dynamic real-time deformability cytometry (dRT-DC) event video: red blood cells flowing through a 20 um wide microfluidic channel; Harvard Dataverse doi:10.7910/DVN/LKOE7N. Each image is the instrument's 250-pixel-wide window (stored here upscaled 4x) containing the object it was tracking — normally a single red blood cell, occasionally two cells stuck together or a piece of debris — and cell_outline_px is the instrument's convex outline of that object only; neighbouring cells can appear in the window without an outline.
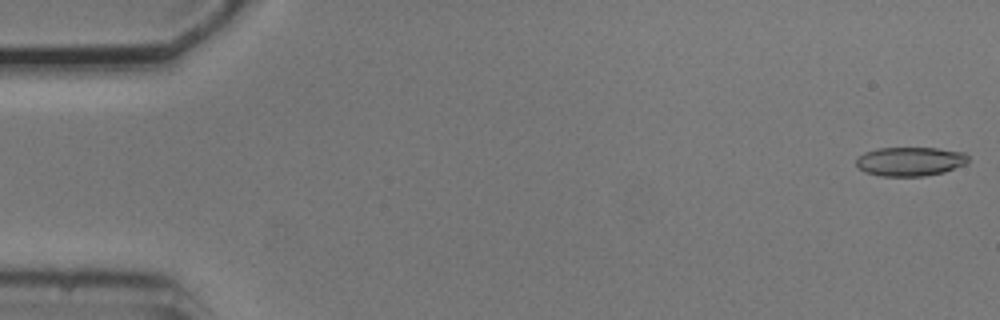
{"species": "common noctule bat (a hibernating species)", "species_latin": "Nyctalus noctula", "temperature_condition": "cold", "stored_images_in_passage": 12, "camera_frame_rate_fps": 3000, "um_per_image_px": 0.085, "animal": {"sex": "male", "body_mass_g": 20.5, "forearm_length_mm": 52.5}, "frame": {"image": 1, "passage_image": 1, "time_ms": 0.0, "image_size_px": [1000, 320], "cell_outline_px": [[968, 164], [944, 172], [924, 176], [880, 176], [864, 172], [856, 164], [856, 156], [864, 152], [876, 148], [936, 148], [964, 152], [968, 156]], "centroid_in_image_um": [77.35, 13.72], "position_along_channel_um": 7.6, "area_um2": 19.19}}